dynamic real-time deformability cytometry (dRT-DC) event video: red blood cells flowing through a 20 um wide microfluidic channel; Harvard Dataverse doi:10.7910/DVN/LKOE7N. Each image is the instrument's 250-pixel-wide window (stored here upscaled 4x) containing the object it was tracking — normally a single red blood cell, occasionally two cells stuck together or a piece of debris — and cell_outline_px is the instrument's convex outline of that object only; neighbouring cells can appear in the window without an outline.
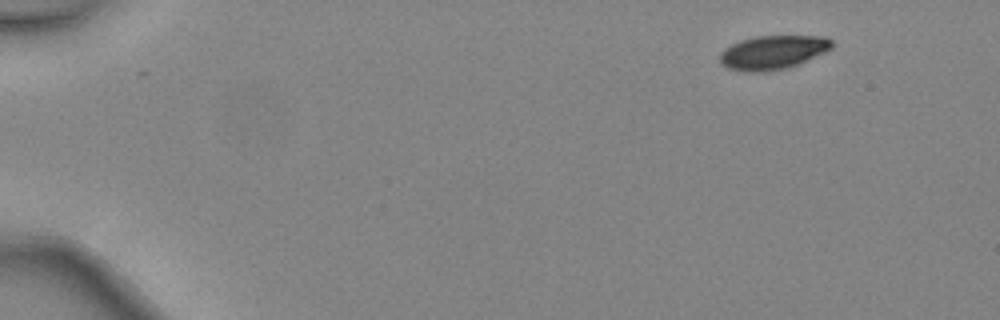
{"species": "common noctule bat (a hibernating species)", "species_latin": "Nyctalus noctula", "temperature_condition": "warm", "stored_images_in_passage": 6, "camera_frame_rate_fps": 3000, "um_per_image_px": 0.085, "animal": {"sex": "female", "body_mass_g": 24.6, "forearm_length_mm": 56.2}, "frame": {"image": 1, "passage_image": 1, "time_ms": 0.0, "image_size_px": [1000, 320], "cell_outline_px": [[832, 48], [824, 52], [788, 68], [764, 72], [748, 72], [728, 68], [720, 64], [720, 52], [724, 48], [740, 40], [756, 36], [824, 36], [832, 40]], "centroid_in_image_um": [65.66, 4.45], "position_along_channel_um": 19.3, "area_um2": 22.08}}
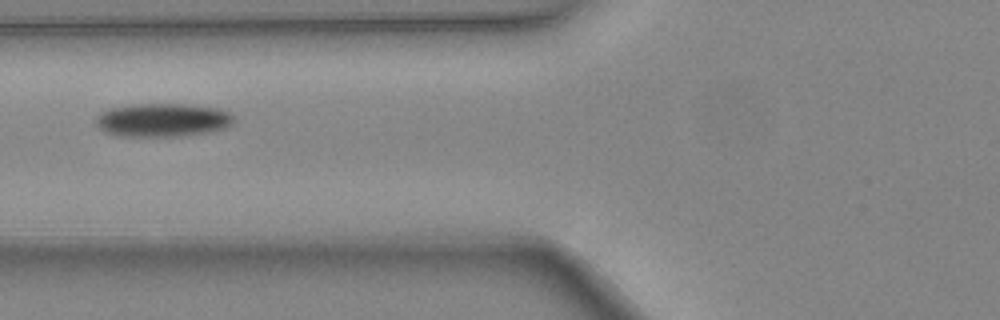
{"frame": {"image": 2, "passage_image": 5, "time_ms": 1.333, "image_size_px": [1000, 320], "cell_outline_px": [[236, 120], [232, 124], [224, 128], [212, 132], [180, 136], [116, 136], [104, 132], [96, 128], [96, 116], [100, 112], [112, 108], [128, 104], [192, 104], [220, 108], [236, 116]], "centroid_in_image_um": [13.84, 10.2], "position_along_channel_um": 112.0, "area_um2": 27.51}}
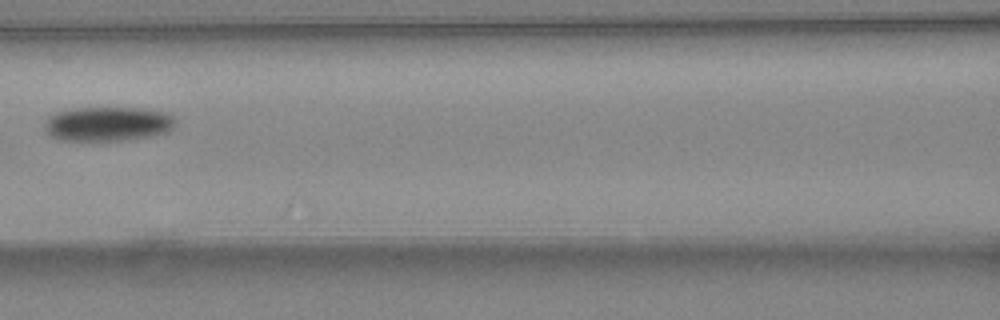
{"frame": {"image": 3, "passage_image": 6, "time_ms": 1.667, "image_size_px": [1000, 320], "cell_outline_px": [[176, 120], [172, 128], [164, 132], [148, 136], [124, 140], [56, 140], [48, 136], [44, 128], [44, 120], [48, 116], [56, 112], [72, 108], [140, 108], [164, 112], [172, 116]], "centroid_in_image_um": [9.06, 10.53], "position_along_channel_um": 157.5, "area_um2": 26.24}}